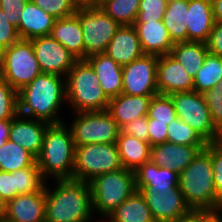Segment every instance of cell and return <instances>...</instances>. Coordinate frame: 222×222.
Returning <instances> with one entry per match:
<instances>
[{"instance_id": "f6af8a7d", "label": "cell", "mask_w": 222, "mask_h": 222, "mask_svg": "<svg viewBox=\"0 0 222 222\" xmlns=\"http://www.w3.org/2000/svg\"><path fill=\"white\" fill-rule=\"evenodd\" d=\"M28 0H0V9L11 24L18 29L19 17Z\"/></svg>"}, {"instance_id": "7a4b0ae2", "label": "cell", "mask_w": 222, "mask_h": 222, "mask_svg": "<svg viewBox=\"0 0 222 222\" xmlns=\"http://www.w3.org/2000/svg\"><path fill=\"white\" fill-rule=\"evenodd\" d=\"M55 189L45 185V222H90L92 193L88 182L55 180ZM92 218V219H91Z\"/></svg>"}, {"instance_id": "681fc988", "label": "cell", "mask_w": 222, "mask_h": 222, "mask_svg": "<svg viewBox=\"0 0 222 222\" xmlns=\"http://www.w3.org/2000/svg\"><path fill=\"white\" fill-rule=\"evenodd\" d=\"M197 222H220L214 211H197Z\"/></svg>"}, {"instance_id": "d590c367", "label": "cell", "mask_w": 222, "mask_h": 222, "mask_svg": "<svg viewBox=\"0 0 222 222\" xmlns=\"http://www.w3.org/2000/svg\"><path fill=\"white\" fill-rule=\"evenodd\" d=\"M147 116L154 119V122L169 125L173 119L177 118L171 97L163 94L154 95L151 99Z\"/></svg>"}, {"instance_id": "ffe728a7", "label": "cell", "mask_w": 222, "mask_h": 222, "mask_svg": "<svg viewBox=\"0 0 222 222\" xmlns=\"http://www.w3.org/2000/svg\"><path fill=\"white\" fill-rule=\"evenodd\" d=\"M187 41L207 42L215 23L212 0H188Z\"/></svg>"}, {"instance_id": "f5cc1de1", "label": "cell", "mask_w": 222, "mask_h": 222, "mask_svg": "<svg viewBox=\"0 0 222 222\" xmlns=\"http://www.w3.org/2000/svg\"><path fill=\"white\" fill-rule=\"evenodd\" d=\"M213 211L218 216L220 222H222V200H220Z\"/></svg>"}, {"instance_id": "4316f807", "label": "cell", "mask_w": 222, "mask_h": 222, "mask_svg": "<svg viewBox=\"0 0 222 222\" xmlns=\"http://www.w3.org/2000/svg\"><path fill=\"white\" fill-rule=\"evenodd\" d=\"M107 218L110 222H156L139 190L130 195Z\"/></svg>"}, {"instance_id": "f35d334b", "label": "cell", "mask_w": 222, "mask_h": 222, "mask_svg": "<svg viewBox=\"0 0 222 222\" xmlns=\"http://www.w3.org/2000/svg\"><path fill=\"white\" fill-rule=\"evenodd\" d=\"M168 0H141L136 21L162 20Z\"/></svg>"}, {"instance_id": "9c48e42d", "label": "cell", "mask_w": 222, "mask_h": 222, "mask_svg": "<svg viewBox=\"0 0 222 222\" xmlns=\"http://www.w3.org/2000/svg\"><path fill=\"white\" fill-rule=\"evenodd\" d=\"M121 168L116 143H92L75 147L73 180L89 182L98 175Z\"/></svg>"}, {"instance_id": "1f68e13d", "label": "cell", "mask_w": 222, "mask_h": 222, "mask_svg": "<svg viewBox=\"0 0 222 222\" xmlns=\"http://www.w3.org/2000/svg\"><path fill=\"white\" fill-rule=\"evenodd\" d=\"M194 88L195 92L204 94L211 88H214L222 81V57L207 53L204 64L195 74Z\"/></svg>"}, {"instance_id": "11a10c76", "label": "cell", "mask_w": 222, "mask_h": 222, "mask_svg": "<svg viewBox=\"0 0 222 222\" xmlns=\"http://www.w3.org/2000/svg\"><path fill=\"white\" fill-rule=\"evenodd\" d=\"M80 4H88L90 0H77Z\"/></svg>"}, {"instance_id": "4dcf8cb0", "label": "cell", "mask_w": 222, "mask_h": 222, "mask_svg": "<svg viewBox=\"0 0 222 222\" xmlns=\"http://www.w3.org/2000/svg\"><path fill=\"white\" fill-rule=\"evenodd\" d=\"M36 158L25 148L7 140L0 147V171L14 172L32 166Z\"/></svg>"}, {"instance_id": "44dd1931", "label": "cell", "mask_w": 222, "mask_h": 222, "mask_svg": "<svg viewBox=\"0 0 222 222\" xmlns=\"http://www.w3.org/2000/svg\"><path fill=\"white\" fill-rule=\"evenodd\" d=\"M105 53L122 67L144 55L137 32L132 25L120 26Z\"/></svg>"}, {"instance_id": "5b68a950", "label": "cell", "mask_w": 222, "mask_h": 222, "mask_svg": "<svg viewBox=\"0 0 222 222\" xmlns=\"http://www.w3.org/2000/svg\"><path fill=\"white\" fill-rule=\"evenodd\" d=\"M66 100L77 112L105 111L109 99L94 69L86 60H77L66 76Z\"/></svg>"}, {"instance_id": "74e56055", "label": "cell", "mask_w": 222, "mask_h": 222, "mask_svg": "<svg viewBox=\"0 0 222 222\" xmlns=\"http://www.w3.org/2000/svg\"><path fill=\"white\" fill-rule=\"evenodd\" d=\"M45 13L56 19L69 17L75 14L80 3L77 0H31Z\"/></svg>"}, {"instance_id": "ba28073f", "label": "cell", "mask_w": 222, "mask_h": 222, "mask_svg": "<svg viewBox=\"0 0 222 222\" xmlns=\"http://www.w3.org/2000/svg\"><path fill=\"white\" fill-rule=\"evenodd\" d=\"M41 73L30 40L20 39L3 50L0 76L17 92Z\"/></svg>"}, {"instance_id": "db71d44e", "label": "cell", "mask_w": 222, "mask_h": 222, "mask_svg": "<svg viewBox=\"0 0 222 222\" xmlns=\"http://www.w3.org/2000/svg\"><path fill=\"white\" fill-rule=\"evenodd\" d=\"M106 1L107 0H90L88 4L99 7L102 3L106 2Z\"/></svg>"}, {"instance_id": "5bb4252c", "label": "cell", "mask_w": 222, "mask_h": 222, "mask_svg": "<svg viewBox=\"0 0 222 222\" xmlns=\"http://www.w3.org/2000/svg\"><path fill=\"white\" fill-rule=\"evenodd\" d=\"M30 41L42 73L66 78L77 59L51 36L36 37Z\"/></svg>"}, {"instance_id": "4fadbf2b", "label": "cell", "mask_w": 222, "mask_h": 222, "mask_svg": "<svg viewBox=\"0 0 222 222\" xmlns=\"http://www.w3.org/2000/svg\"><path fill=\"white\" fill-rule=\"evenodd\" d=\"M158 56L144 54L122 67V93L129 96L156 95Z\"/></svg>"}, {"instance_id": "52a82bcc", "label": "cell", "mask_w": 222, "mask_h": 222, "mask_svg": "<svg viewBox=\"0 0 222 222\" xmlns=\"http://www.w3.org/2000/svg\"><path fill=\"white\" fill-rule=\"evenodd\" d=\"M169 96L177 117L193 128L207 144L222 141V132L213 123L203 94L193 90Z\"/></svg>"}, {"instance_id": "cb8c5ba5", "label": "cell", "mask_w": 222, "mask_h": 222, "mask_svg": "<svg viewBox=\"0 0 222 222\" xmlns=\"http://www.w3.org/2000/svg\"><path fill=\"white\" fill-rule=\"evenodd\" d=\"M50 36L63 45L77 60H85L83 32L76 14L56 19Z\"/></svg>"}, {"instance_id": "3957f363", "label": "cell", "mask_w": 222, "mask_h": 222, "mask_svg": "<svg viewBox=\"0 0 222 222\" xmlns=\"http://www.w3.org/2000/svg\"><path fill=\"white\" fill-rule=\"evenodd\" d=\"M36 162L45 179H73L75 145L71 130L64 122L47 128Z\"/></svg>"}, {"instance_id": "816d5d0a", "label": "cell", "mask_w": 222, "mask_h": 222, "mask_svg": "<svg viewBox=\"0 0 222 222\" xmlns=\"http://www.w3.org/2000/svg\"><path fill=\"white\" fill-rule=\"evenodd\" d=\"M171 222H197V211H192L190 214Z\"/></svg>"}, {"instance_id": "60d3db41", "label": "cell", "mask_w": 222, "mask_h": 222, "mask_svg": "<svg viewBox=\"0 0 222 222\" xmlns=\"http://www.w3.org/2000/svg\"><path fill=\"white\" fill-rule=\"evenodd\" d=\"M204 149L211 156L215 191L217 197L222 200V141L207 144Z\"/></svg>"}, {"instance_id": "c3c4849f", "label": "cell", "mask_w": 222, "mask_h": 222, "mask_svg": "<svg viewBox=\"0 0 222 222\" xmlns=\"http://www.w3.org/2000/svg\"><path fill=\"white\" fill-rule=\"evenodd\" d=\"M11 120H0V147L9 140Z\"/></svg>"}, {"instance_id": "7402d4cb", "label": "cell", "mask_w": 222, "mask_h": 222, "mask_svg": "<svg viewBox=\"0 0 222 222\" xmlns=\"http://www.w3.org/2000/svg\"><path fill=\"white\" fill-rule=\"evenodd\" d=\"M85 60L94 69L99 85L109 100L122 94V66L106 53L94 54Z\"/></svg>"}, {"instance_id": "603a6c76", "label": "cell", "mask_w": 222, "mask_h": 222, "mask_svg": "<svg viewBox=\"0 0 222 222\" xmlns=\"http://www.w3.org/2000/svg\"><path fill=\"white\" fill-rule=\"evenodd\" d=\"M51 14L28 0L19 17L18 34L21 39L31 40L36 37L50 36L54 21Z\"/></svg>"}, {"instance_id": "d6a6232c", "label": "cell", "mask_w": 222, "mask_h": 222, "mask_svg": "<svg viewBox=\"0 0 222 222\" xmlns=\"http://www.w3.org/2000/svg\"><path fill=\"white\" fill-rule=\"evenodd\" d=\"M141 0H107L99 8L120 25H133Z\"/></svg>"}, {"instance_id": "7bdbcfd3", "label": "cell", "mask_w": 222, "mask_h": 222, "mask_svg": "<svg viewBox=\"0 0 222 222\" xmlns=\"http://www.w3.org/2000/svg\"><path fill=\"white\" fill-rule=\"evenodd\" d=\"M120 130L123 134L136 137L141 141L149 143L147 116H142L126 123Z\"/></svg>"}, {"instance_id": "9f6ffc18", "label": "cell", "mask_w": 222, "mask_h": 222, "mask_svg": "<svg viewBox=\"0 0 222 222\" xmlns=\"http://www.w3.org/2000/svg\"><path fill=\"white\" fill-rule=\"evenodd\" d=\"M3 207H4V205H3V204L1 203V201H0V215L2 214Z\"/></svg>"}, {"instance_id": "836d02e7", "label": "cell", "mask_w": 222, "mask_h": 222, "mask_svg": "<svg viewBox=\"0 0 222 222\" xmlns=\"http://www.w3.org/2000/svg\"><path fill=\"white\" fill-rule=\"evenodd\" d=\"M37 162L32 166L15 171L16 196L42 191L46 185Z\"/></svg>"}, {"instance_id": "7dc6e473", "label": "cell", "mask_w": 222, "mask_h": 222, "mask_svg": "<svg viewBox=\"0 0 222 222\" xmlns=\"http://www.w3.org/2000/svg\"><path fill=\"white\" fill-rule=\"evenodd\" d=\"M206 45L209 53L222 57V21H215Z\"/></svg>"}, {"instance_id": "8d00e7d4", "label": "cell", "mask_w": 222, "mask_h": 222, "mask_svg": "<svg viewBox=\"0 0 222 222\" xmlns=\"http://www.w3.org/2000/svg\"><path fill=\"white\" fill-rule=\"evenodd\" d=\"M18 114V92L0 76V120H11Z\"/></svg>"}, {"instance_id": "277c9868", "label": "cell", "mask_w": 222, "mask_h": 222, "mask_svg": "<svg viewBox=\"0 0 222 222\" xmlns=\"http://www.w3.org/2000/svg\"><path fill=\"white\" fill-rule=\"evenodd\" d=\"M178 186L193 211H213L217 197L210 154L201 150L179 174Z\"/></svg>"}, {"instance_id": "d4e9b609", "label": "cell", "mask_w": 222, "mask_h": 222, "mask_svg": "<svg viewBox=\"0 0 222 222\" xmlns=\"http://www.w3.org/2000/svg\"><path fill=\"white\" fill-rule=\"evenodd\" d=\"M153 96L154 95L129 96L122 93L109 100L107 111L121 128L134 119L147 116Z\"/></svg>"}, {"instance_id": "2e32d148", "label": "cell", "mask_w": 222, "mask_h": 222, "mask_svg": "<svg viewBox=\"0 0 222 222\" xmlns=\"http://www.w3.org/2000/svg\"><path fill=\"white\" fill-rule=\"evenodd\" d=\"M158 94L170 95L177 92L193 91L194 79L171 54L158 56Z\"/></svg>"}, {"instance_id": "e0dca14e", "label": "cell", "mask_w": 222, "mask_h": 222, "mask_svg": "<svg viewBox=\"0 0 222 222\" xmlns=\"http://www.w3.org/2000/svg\"><path fill=\"white\" fill-rule=\"evenodd\" d=\"M50 125L45 121L17 114L11 119L9 140L25 148L37 158L42 149L45 132Z\"/></svg>"}, {"instance_id": "83f0119b", "label": "cell", "mask_w": 222, "mask_h": 222, "mask_svg": "<svg viewBox=\"0 0 222 222\" xmlns=\"http://www.w3.org/2000/svg\"><path fill=\"white\" fill-rule=\"evenodd\" d=\"M208 52L205 42L187 41L175 43L170 54L194 78L204 64L205 56Z\"/></svg>"}, {"instance_id": "bcb514c9", "label": "cell", "mask_w": 222, "mask_h": 222, "mask_svg": "<svg viewBox=\"0 0 222 222\" xmlns=\"http://www.w3.org/2000/svg\"><path fill=\"white\" fill-rule=\"evenodd\" d=\"M149 144L155 146L167 142L168 125L166 123L154 122L147 116Z\"/></svg>"}, {"instance_id": "484cf974", "label": "cell", "mask_w": 222, "mask_h": 222, "mask_svg": "<svg viewBox=\"0 0 222 222\" xmlns=\"http://www.w3.org/2000/svg\"><path fill=\"white\" fill-rule=\"evenodd\" d=\"M122 167L136 171L145 162L150 161V144L120 131L116 140Z\"/></svg>"}, {"instance_id": "d6986e66", "label": "cell", "mask_w": 222, "mask_h": 222, "mask_svg": "<svg viewBox=\"0 0 222 222\" xmlns=\"http://www.w3.org/2000/svg\"><path fill=\"white\" fill-rule=\"evenodd\" d=\"M132 26L137 32L144 54L163 56L171 53L174 43L162 20L135 21Z\"/></svg>"}, {"instance_id": "ab89813d", "label": "cell", "mask_w": 222, "mask_h": 222, "mask_svg": "<svg viewBox=\"0 0 222 222\" xmlns=\"http://www.w3.org/2000/svg\"><path fill=\"white\" fill-rule=\"evenodd\" d=\"M203 95L213 123L222 132V81Z\"/></svg>"}, {"instance_id": "f907efd6", "label": "cell", "mask_w": 222, "mask_h": 222, "mask_svg": "<svg viewBox=\"0 0 222 222\" xmlns=\"http://www.w3.org/2000/svg\"><path fill=\"white\" fill-rule=\"evenodd\" d=\"M215 21H222V0H212Z\"/></svg>"}, {"instance_id": "8fae6325", "label": "cell", "mask_w": 222, "mask_h": 222, "mask_svg": "<svg viewBox=\"0 0 222 222\" xmlns=\"http://www.w3.org/2000/svg\"><path fill=\"white\" fill-rule=\"evenodd\" d=\"M71 127L74 145L83 146L92 143H116L120 127L105 111L77 112Z\"/></svg>"}, {"instance_id": "ee69618b", "label": "cell", "mask_w": 222, "mask_h": 222, "mask_svg": "<svg viewBox=\"0 0 222 222\" xmlns=\"http://www.w3.org/2000/svg\"><path fill=\"white\" fill-rule=\"evenodd\" d=\"M16 196L15 171H0V201L3 205Z\"/></svg>"}, {"instance_id": "30bf717a", "label": "cell", "mask_w": 222, "mask_h": 222, "mask_svg": "<svg viewBox=\"0 0 222 222\" xmlns=\"http://www.w3.org/2000/svg\"><path fill=\"white\" fill-rule=\"evenodd\" d=\"M80 20L85 46V59L105 53L120 24L102 9L90 4H80L75 12Z\"/></svg>"}, {"instance_id": "9a60e30c", "label": "cell", "mask_w": 222, "mask_h": 222, "mask_svg": "<svg viewBox=\"0 0 222 222\" xmlns=\"http://www.w3.org/2000/svg\"><path fill=\"white\" fill-rule=\"evenodd\" d=\"M0 218L6 222H45V188L7 202Z\"/></svg>"}, {"instance_id": "f1b7e54d", "label": "cell", "mask_w": 222, "mask_h": 222, "mask_svg": "<svg viewBox=\"0 0 222 222\" xmlns=\"http://www.w3.org/2000/svg\"><path fill=\"white\" fill-rule=\"evenodd\" d=\"M187 11L188 0H168L162 21L174 44L187 42Z\"/></svg>"}, {"instance_id": "f546056e", "label": "cell", "mask_w": 222, "mask_h": 222, "mask_svg": "<svg viewBox=\"0 0 222 222\" xmlns=\"http://www.w3.org/2000/svg\"><path fill=\"white\" fill-rule=\"evenodd\" d=\"M134 173L137 190L144 186L178 185L179 174L176 171L159 167L151 161L145 162Z\"/></svg>"}, {"instance_id": "8992f818", "label": "cell", "mask_w": 222, "mask_h": 222, "mask_svg": "<svg viewBox=\"0 0 222 222\" xmlns=\"http://www.w3.org/2000/svg\"><path fill=\"white\" fill-rule=\"evenodd\" d=\"M88 183L93 211L105 218L137 190L134 171L125 168L98 175Z\"/></svg>"}, {"instance_id": "ac0fdd59", "label": "cell", "mask_w": 222, "mask_h": 222, "mask_svg": "<svg viewBox=\"0 0 222 222\" xmlns=\"http://www.w3.org/2000/svg\"><path fill=\"white\" fill-rule=\"evenodd\" d=\"M205 147L206 145H181L171 142L157 144L150 148V161L180 174Z\"/></svg>"}, {"instance_id": "7c38bea8", "label": "cell", "mask_w": 222, "mask_h": 222, "mask_svg": "<svg viewBox=\"0 0 222 222\" xmlns=\"http://www.w3.org/2000/svg\"><path fill=\"white\" fill-rule=\"evenodd\" d=\"M139 192L145 198L156 222H171L193 211L178 185L144 186Z\"/></svg>"}, {"instance_id": "e575fe53", "label": "cell", "mask_w": 222, "mask_h": 222, "mask_svg": "<svg viewBox=\"0 0 222 222\" xmlns=\"http://www.w3.org/2000/svg\"><path fill=\"white\" fill-rule=\"evenodd\" d=\"M167 131V142L181 145H207L193 128L178 117L169 123Z\"/></svg>"}, {"instance_id": "6da1fadb", "label": "cell", "mask_w": 222, "mask_h": 222, "mask_svg": "<svg viewBox=\"0 0 222 222\" xmlns=\"http://www.w3.org/2000/svg\"><path fill=\"white\" fill-rule=\"evenodd\" d=\"M51 73H41L18 91L20 116L60 124V108L66 100V79ZM63 103V104H62Z\"/></svg>"}, {"instance_id": "6f0895ef", "label": "cell", "mask_w": 222, "mask_h": 222, "mask_svg": "<svg viewBox=\"0 0 222 222\" xmlns=\"http://www.w3.org/2000/svg\"><path fill=\"white\" fill-rule=\"evenodd\" d=\"M2 53H3V50L0 47V62H1V59H2Z\"/></svg>"}, {"instance_id": "b9f144b4", "label": "cell", "mask_w": 222, "mask_h": 222, "mask_svg": "<svg viewBox=\"0 0 222 222\" xmlns=\"http://www.w3.org/2000/svg\"><path fill=\"white\" fill-rule=\"evenodd\" d=\"M21 38L17 28L14 27L8 20V17L0 9V47L2 50L9 48L12 44L19 41Z\"/></svg>"}]
</instances>
